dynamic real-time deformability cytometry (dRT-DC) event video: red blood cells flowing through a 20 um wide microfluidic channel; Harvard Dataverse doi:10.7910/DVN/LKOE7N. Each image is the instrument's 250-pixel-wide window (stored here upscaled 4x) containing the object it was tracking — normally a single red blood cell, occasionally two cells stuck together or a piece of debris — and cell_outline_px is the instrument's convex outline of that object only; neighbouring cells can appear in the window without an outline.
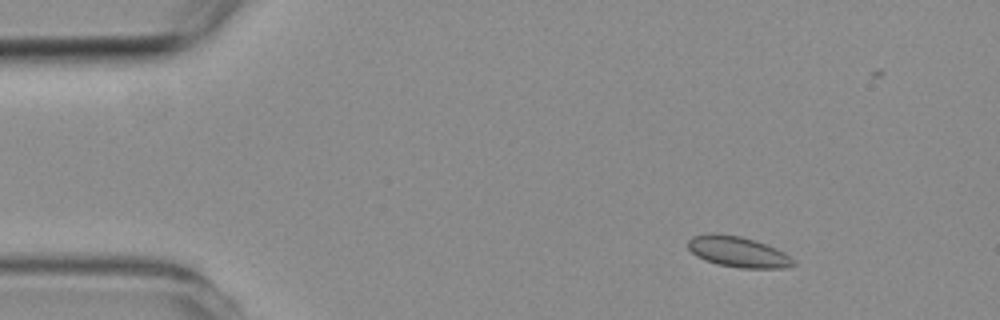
{"species": "common noctule bat (a hibernating species)", "species_latin": "Nyctalus noctula", "temperature_condition": "room temperature", "stored_images_in_passage": 3, "camera_frame_rate_fps": 3000, "um_per_image_px": 0.085, "animal": {"sex": "female", "body_mass_g": 19.3, "forearm_length_mm": 54.1}, "frame": {"image": 1, "passage_image": 1, "time_ms": 0.0, "image_size_px": [1000, 320], "cell_outline_px": [[796, 264], [784, 268], [740, 268], [716, 264], [704, 260], [696, 256], [688, 248], [688, 240], [692, 236], [712, 232], [740, 236], [756, 240], [776, 248], [784, 252], [796, 260]], "centroid_in_image_um": [62.73, 21.4], "position_along_channel_um": 22.3, "area_um2": 19.13}}